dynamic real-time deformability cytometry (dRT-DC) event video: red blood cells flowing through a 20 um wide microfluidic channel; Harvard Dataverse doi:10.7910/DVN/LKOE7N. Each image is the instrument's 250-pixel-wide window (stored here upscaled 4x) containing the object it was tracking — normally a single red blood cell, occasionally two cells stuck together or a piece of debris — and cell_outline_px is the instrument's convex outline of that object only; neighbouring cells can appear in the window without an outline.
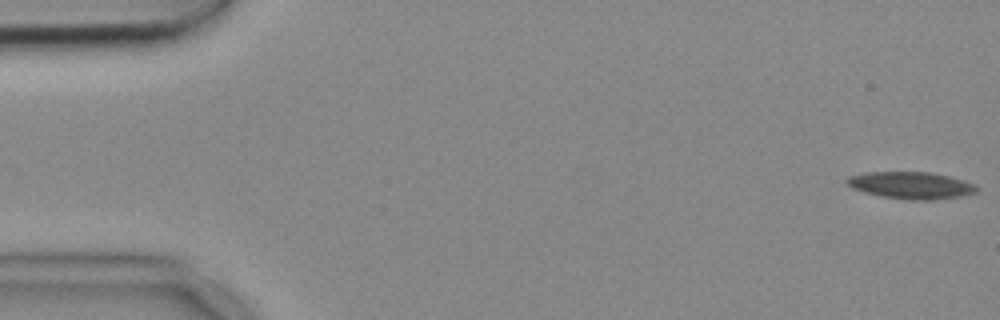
{"species": "common noctule bat (a hibernating species)", "species_latin": "Nyctalus noctula", "temperature_condition": "cold", "stored_images_in_passage": 55, "camera_frame_rate_fps": 3000, "um_per_image_px": 0.085, "animal": {"sex": "female", "body_mass_g": 18.4}, "frame": {"image": 1, "passage_image": 1, "time_ms": 0.0, "image_size_px": [1000, 320], "cell_outline_px": [[976, 188], [972, 192], [960, 196], [932, 200], [908, 200], [884, 196], [864, 192], [852, 188], [844, 180], [848, 176], [872, 172], [928, 172], [948, 176], [972, 184]], "centroid_in_image_um": [77.35, 15.75], "position_along_channel_um": 7.7, "area_um2": 19.88}}
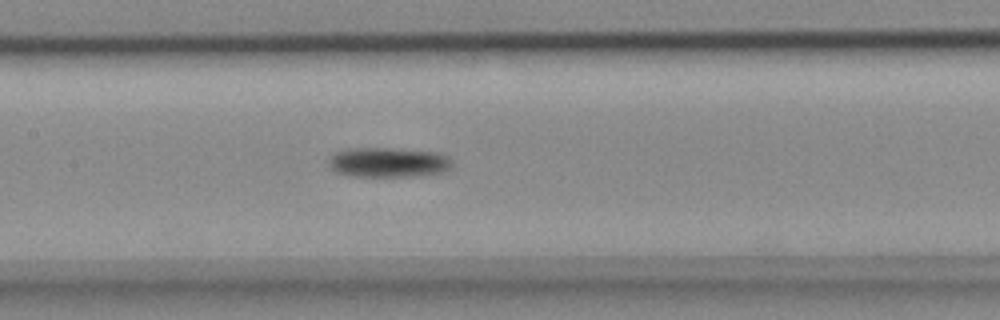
{"frame": {"image": 2, "passage_image": 26, "time_ms": 8.333, "image_size_px": [1000, 320], "cell_outline_px": [[452, 164], [448, 168], [440, 172], [416, 176], [352, 176], [336, 172], [328, 164], [332, 156], [336, 152], [360, 148], [384, 148], [432, 152], [448, 156], [452, 160]], "centroid_in_image_um": [33.0, 13.81], "position_along_channel_um": 174.4, "area_um2": 20.87}}
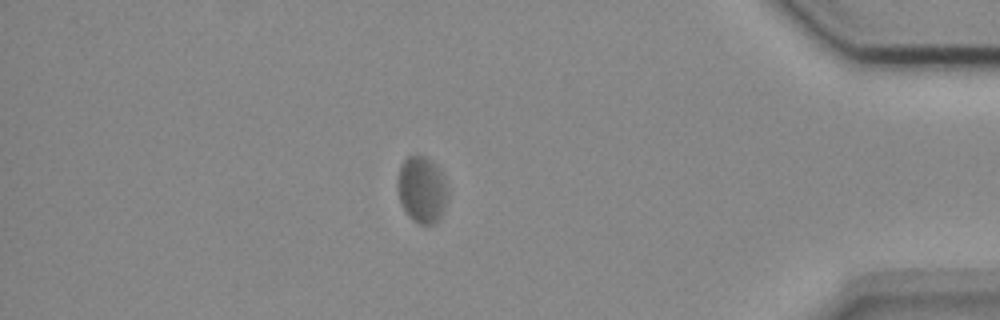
{"frame": {"image": 3, "passage_image": 48, "time_ms": 15.667, "image_size_px": [1000, 320], "cell_outline_px": [[448, 196], [440, 216], [432, 224], [416, 224], [408, 216], [400, 200], [396, 184], [400, 164], [408, 156], [416, 152], [432, 160], [440, 172], [444, 180]], "centroid_in_image_um": [35.82, 16.07], "position_along_channel_um": 399.4, "area_um2": 19.48}}